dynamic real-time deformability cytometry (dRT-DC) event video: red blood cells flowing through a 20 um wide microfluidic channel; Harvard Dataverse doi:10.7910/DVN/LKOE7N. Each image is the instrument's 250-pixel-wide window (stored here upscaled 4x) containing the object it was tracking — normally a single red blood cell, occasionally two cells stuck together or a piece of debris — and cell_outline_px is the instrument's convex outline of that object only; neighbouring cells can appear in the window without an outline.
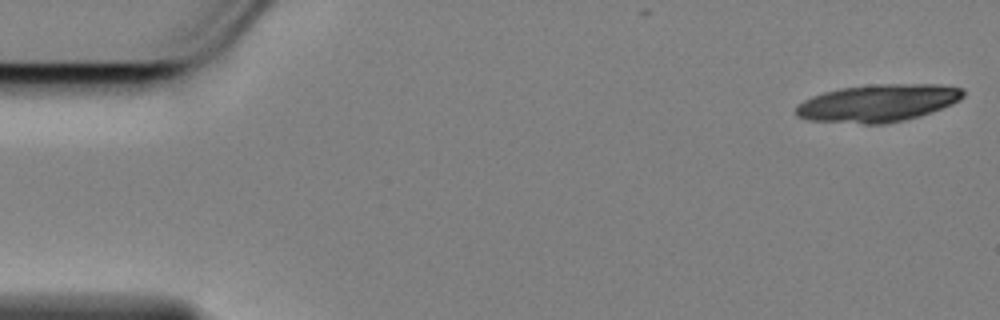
{"species": "Egyptian fruit bat (a non-hibernating species)", "species_latin": "Rousettus aegyptiacus", "temperature_condition": "cold", "stored_images_in_passage": 18, "camera_frame_rate_fps": 3000, "um_per_image_px": 0.085, "animal": {"sex": "female"}, "frame": {"image": 1, "passage_image": 1, "time_ms": 0.0, "image_size_px": [1000, 320], "cell_outline_px": [[964, 96], [960, 100], [952, 104], [932, 112], [920, 116], [884, 124], [864, 124], [808, 120], [796, 116], [796, 104], [812, 96], [824, 92], [840, 88], [880, 84], [940, 84], [964, 88]], "centroid_in_image_um": [74.64, 8.76], "position_along_channel_um": 10.4, "area_um2": 36.65}}